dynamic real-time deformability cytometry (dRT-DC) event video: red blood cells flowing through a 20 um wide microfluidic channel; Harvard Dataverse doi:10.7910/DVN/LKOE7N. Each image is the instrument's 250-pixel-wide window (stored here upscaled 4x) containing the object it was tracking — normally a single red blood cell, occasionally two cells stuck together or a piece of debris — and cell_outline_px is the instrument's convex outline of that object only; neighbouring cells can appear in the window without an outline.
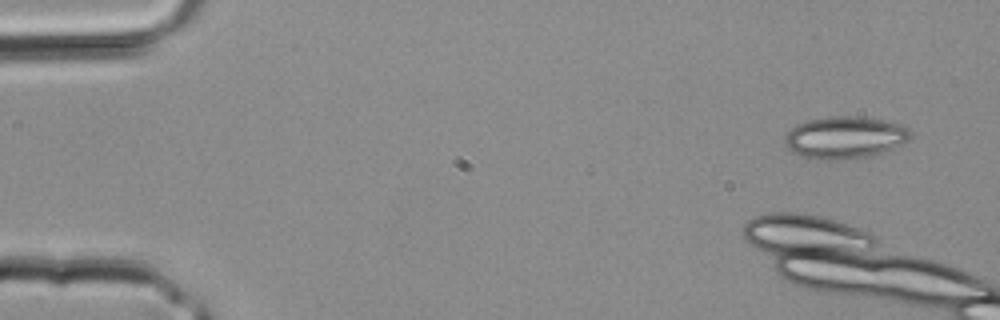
{"species": "common noctule bat (a hibernating species)", "species_latin": "Nyctalus noctula", "temperature_condition": "room temperature", "stored_images_in_passage": 4, "camera_frame_rate_fps": 3000, "um_per_image_px": 0.085, "animal": {"sex": "male", "body_mass_g": 20.4}, "frame": {"image": 1, "passage_image": 1, "time_ms": 0.0, "image_size_px": [1000, 320], "cell_outline_px": [[912, 132], [908, 140], [892, 148], [868, 156], [832, 160], [820, 160], [804, 156], [792, 152], [784, 144], [784, 136], [796, 124], [808, 120], [828, 116], [856, 116], [884, 120], [900, 124], [908, 128]], "centroid_in_image_um": [71.78, 11.67], "position_along_channel_um": 13.2, "area_um2": 30.69}}